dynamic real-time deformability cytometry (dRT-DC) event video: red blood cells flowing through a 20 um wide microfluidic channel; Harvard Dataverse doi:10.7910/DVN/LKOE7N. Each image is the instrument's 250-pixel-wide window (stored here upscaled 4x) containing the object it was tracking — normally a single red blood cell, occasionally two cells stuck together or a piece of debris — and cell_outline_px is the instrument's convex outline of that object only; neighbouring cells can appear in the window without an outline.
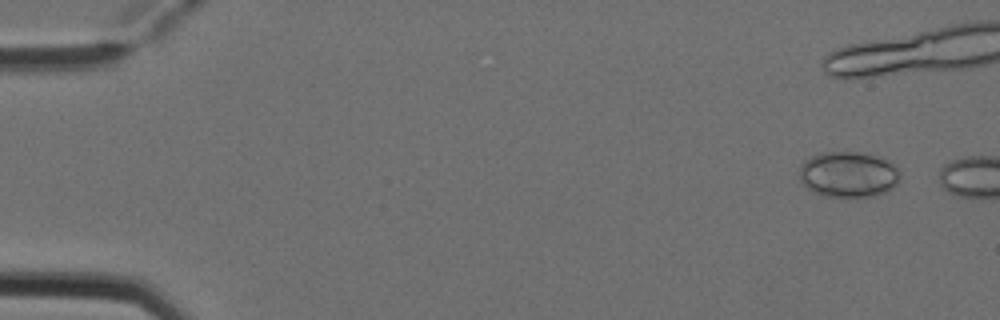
{"species": "Egyptian fruit bat (a non-hibernating species)", "species_latin": "Rousettus aegyptiacus", "temperature_condition": "cold", "stored_images_in_passage": 3, "camera_frame_rate_fps": 3000, "um_per_image_px": 0.085, "animal": {"sex": "female"}, "frame": {"image": 1, "passage_image": 1, "time_ms": 0.0, "image_size_px": [1000, 320], "cell_outline_px": [[900, 180], [892, 188], [876, 196], [824, 196], [812, 192], [800, 180], [800, 168], [804, 160], [820, 152], [860, 152], [880, 156], [896, 164], [900, 168]], "centroid_in_image_um": [72.15, 14.81], "position_along_channel_um": 12.8, "area_um2": 27.17}}